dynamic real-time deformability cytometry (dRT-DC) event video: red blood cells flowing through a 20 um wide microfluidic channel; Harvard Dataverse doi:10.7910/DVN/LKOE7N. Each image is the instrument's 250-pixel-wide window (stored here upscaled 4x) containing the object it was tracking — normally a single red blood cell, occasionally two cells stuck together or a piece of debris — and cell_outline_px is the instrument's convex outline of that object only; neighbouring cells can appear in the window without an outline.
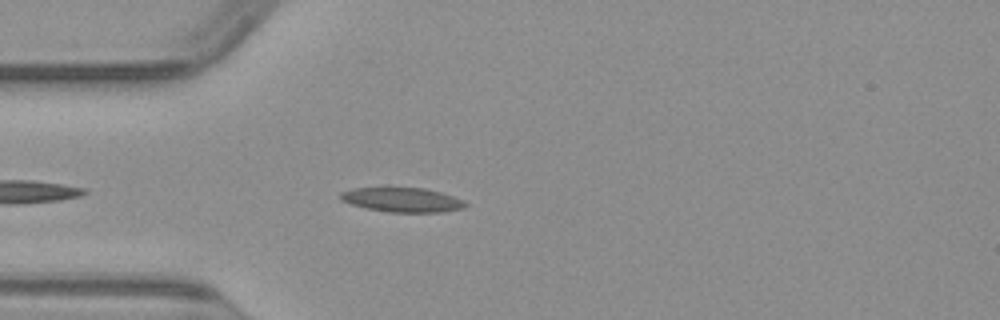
{"species": "common noctule bat (a hibernating species)", "species_latin": "Nyctalus noctula", "temperature_condition": "warm", "stored_images_in_passage": 38, "camera_frame_rate_fps": 3000, "um_per_image_px": 0.085, "animal": {"sex": "male", "body_mass_g": 23.1, "forearm_length_mm": 52.7}, "frame": {"image": 1, "passage_image": 4, "time_ms": 1.0, "image_size_px": [1000, 320], "cell_outline_px": [[468, 204], [464, 208], [440, 212], [388, 212], [368, 208], [352, 204], [340, 200], [340, 192], [352, 188], [424, 188], [440, 192], [464, 200]], "centroid_in_image_um": [34.2, 16.98], "position_along_channel_um": 50.8, "area_um2": 17.63}}
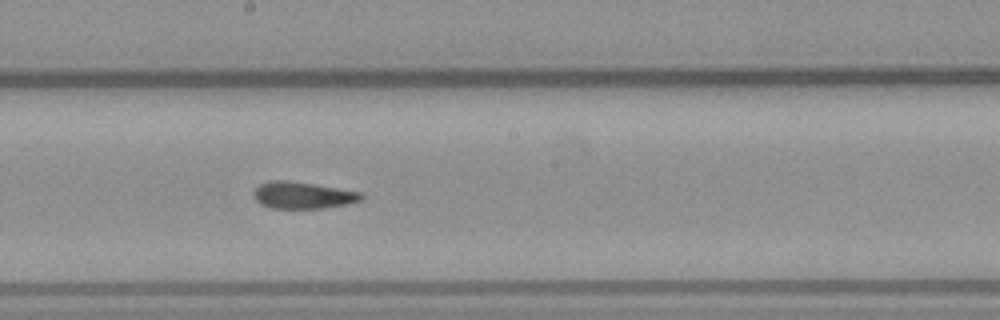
{"frame": {"image": 2, "passage_image": 17, "time_ms": 5.333, "image_size_px": [1000, 320], "cell_outline_px": [[364, 200], [348, 204], [324, 208], [272, 208], [260, 204], [256, 200], [252, 192], [260, 184], [272, 180], [288, 180], [364, 192]], "centroid_in_image_um": [25.79, 16.59], "position_along_channel_um": 222.4, "area_um2": 16.99}}
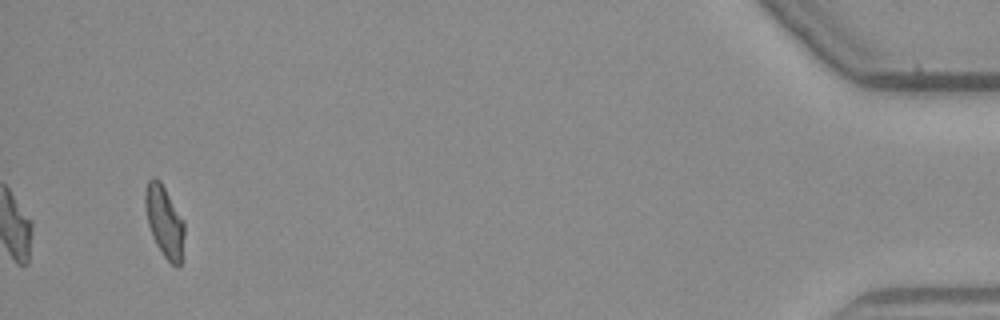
{"frame": {"image": 3, "passage_image": 38, "time_ms": 12.333, "image_size_px": [1000, 320], "cell_outline_px": [[184, 236], [180, 268], [176, 268], [164, 256], [156, 244], [152, 236], [148, 224], [144, 204], [144, 192], [148, 180], [152, 176], [156, 176], [160, 180], [184, 220]], "centroid_in_image_um": [13.97, 18.8], "position_along_channel_um": 421.2, "area_um2": 16.53}}